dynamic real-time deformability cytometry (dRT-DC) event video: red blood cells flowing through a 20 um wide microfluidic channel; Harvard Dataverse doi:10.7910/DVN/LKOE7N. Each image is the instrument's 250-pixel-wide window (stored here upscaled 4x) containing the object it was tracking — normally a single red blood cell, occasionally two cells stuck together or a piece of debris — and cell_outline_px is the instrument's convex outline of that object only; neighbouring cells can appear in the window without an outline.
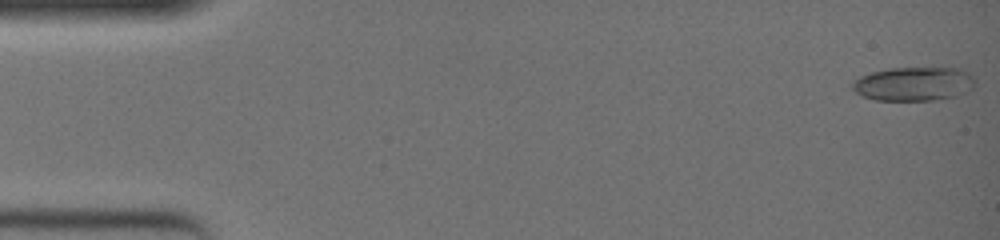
{"species": "common noctule bat (a hibernating species)", "species_latin": "Nyctalus noctula", "temperature_condition": "warm", "stored_images_in_passage": 51, "camera_frame_rate_fps": 3000, "um_per_image_px": 0.085, "animal": {"sex": "female", "body_mass_g": 19.0, "forearm_length_mm": 51.5}, "frame": {"image": 1, "passage_image": 1, "time_ms": 0.0, "image_size_px": [1000, 240], "cell_outline_px": [[976, 84], [972, 88], [956, 96], [932, 100], [876, 100], [864, 96], [856, 92], [852, 88], [852, 84], [860, 76], [872, 72], [888, 68], [960, 68], [968, 72], [976, 80]], "centroid_in_image_um": [77.7, 7.12], "position_along_channel_um": 7.3, "area_um2": 24.16}}
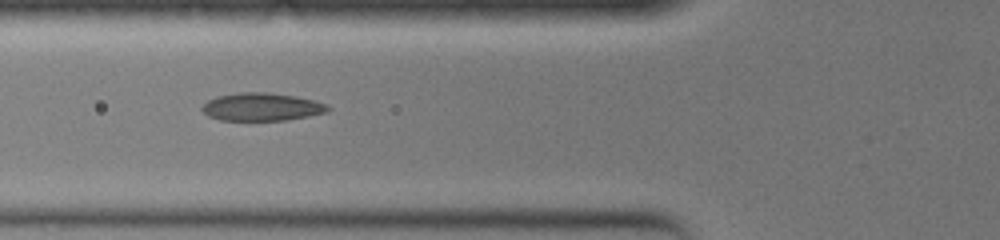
{"frame": {"image": 2, "passage_image": 20, "time_ms": 6.333, "image_size_px": [1000, 240], "cell_outline_px": [[332, 108], [328, 112], [288, 120], [220, 120], [208, 116], [200, 108], [208, 100], [216, 96], [240, 92], [268, 92], [296, 96], [328, 104]], "centroid_in_image_um": [22.26, 9.08], "position_along_channel_um": 103.5, "area_um2": 20.58}}
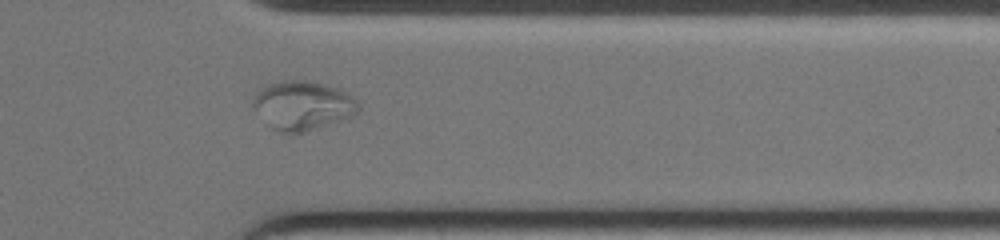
{"frame": {"image": 3, "passage_image": 42, "time_ms": 13.667, "image_size_px": [1000, 240], "cell_outline_px": [[360, 108], [352, 112], [300, 132], [280, 132], [272, 128], [256, 104], [256, 96], [264, 88], [280, 80], [304, 80], [320, 84], [332, 88], [356, 100]], "centroid_in_image_um": [25.68, 8.92], "position_along_channel_um": 385.7, "area_um2": 27.05}}